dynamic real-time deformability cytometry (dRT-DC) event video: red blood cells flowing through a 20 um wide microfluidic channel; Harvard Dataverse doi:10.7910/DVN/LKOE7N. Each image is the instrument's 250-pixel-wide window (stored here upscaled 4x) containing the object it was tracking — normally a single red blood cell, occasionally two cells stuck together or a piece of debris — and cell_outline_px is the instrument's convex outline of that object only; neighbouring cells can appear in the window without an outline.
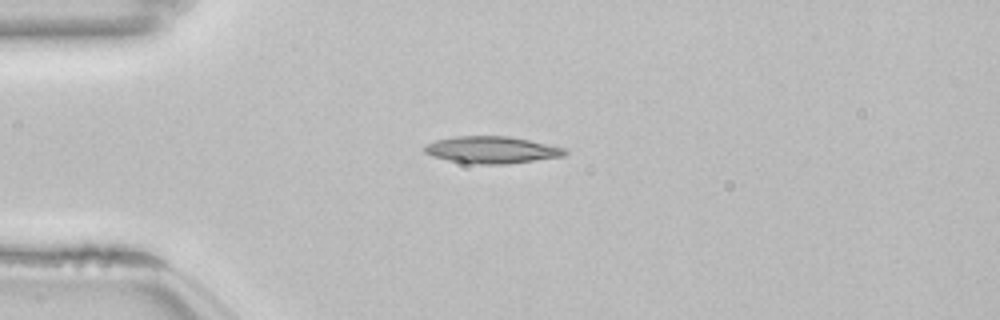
{"species": "common noctule bat (a hibernating species)", "species_latin": "Nyctalus noctula", "temperature_condition": "room temperature", "stored_images_in_passage": 41, "camera_frame_rate_fps": 3000, "um_per_image_px": 0.085, "animal": {"sex": "female", "body_mass_g": 22.7, "forearm_length_mm": 54.2}, "frame": {"image": 1, "passage_image": 1, "time_ms": 0.0, "image_size_px": [1000, 320], "cell_outline_px": [[568, 152], [564, 156], [508, 164], [480, 164], [448, 160], [432, 156], [424, 152], [424, 148], [428, 144], [436, 140], [456, 136], [508, 136], [528, 140], [564, 148]], "centroid_in_image_um": [41.8, 12.74], "position_along_channel_um": 43.2, "area_um2": 21.79}}
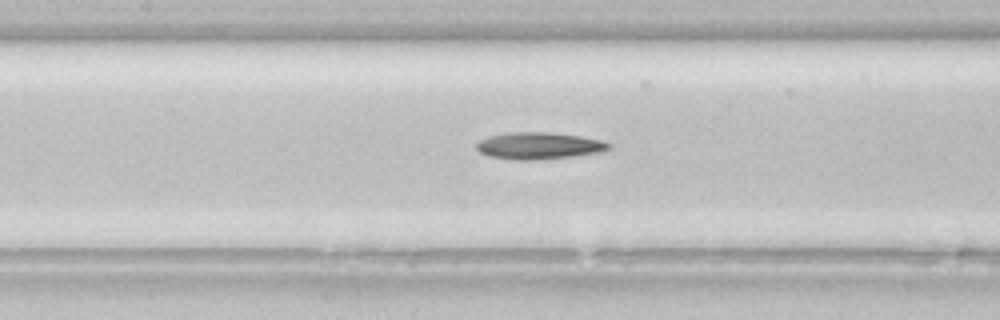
{"frame": {"image": 2, "passage_image": 12, "time_ms": 3.667, "image_size_px": [1000, 320], "cell_outline_px": [[612, 148], [604, 152], [572, 156], [536, 160], [516, 160], [488, 156], [480, 152], [476, 148], [476, 144], [480, 140], [488, 136], [508, 132], [548, 132], [580, 136], [600, 140], [612, 144]], "centroid_in_image_um": [45.82, 12.39], "position_along_channel_um": 161.6, "area_um2": 20.87}}
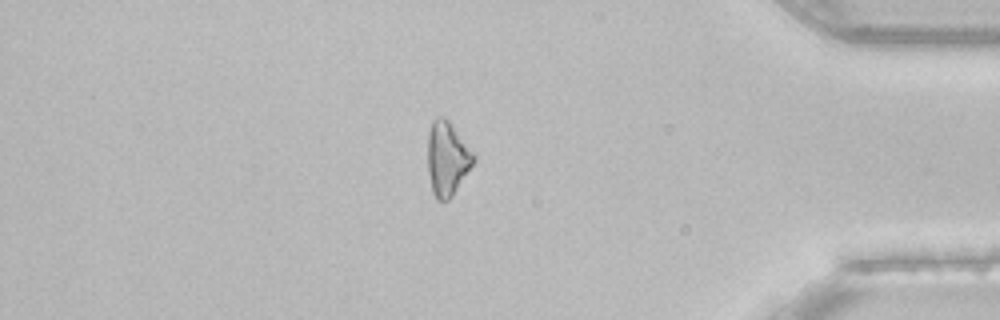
{"frame": {"image": 3, "passage_image": 33, "time_ms": 10.667, "image_size_px": [1000, 320], "cell_outline_px": [[476, 160], [452, 196], [448, 200], [436, 200], [432, 192], [428, 172], [428, 132], [432, 120], [436, 116], [444, 116], [452, 124], [476, 156]], "centroid_in_image_um": [38.0, 13.46], "position_along_channel_um": 397.2, "area_um2": 19.88}, "authors_computed_cell_mechanics": {"area_um2": 20.1144, "velocity_mm_per_s": 3.8578, "shape_relaxation_time_tau1_ms": 7.6225, "shape_relaxation_time_tau2_ms": null, "deformation_change_tau1": 0.1598, "deformation_change_tau2": null}}